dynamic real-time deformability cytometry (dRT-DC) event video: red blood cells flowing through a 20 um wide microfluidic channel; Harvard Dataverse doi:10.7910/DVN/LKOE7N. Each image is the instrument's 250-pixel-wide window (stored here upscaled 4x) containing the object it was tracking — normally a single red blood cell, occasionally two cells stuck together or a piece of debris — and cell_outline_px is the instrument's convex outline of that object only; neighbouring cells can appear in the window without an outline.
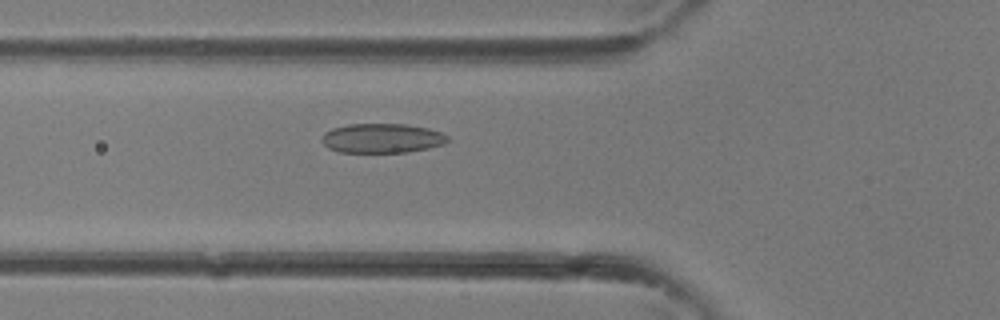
{"species": "common noctule bat (a hibernating species)", "species_latin": "Nyctalus noctula", "temperature_condition": "room temperature", "stored_images_in_passage": 29, "camera_frame_rate_fps": 3000, "um_per_image_px": 0.085, "animal": {"sex": "female"}, "frame": {"image": 1, "passage_image": 6, "time_ms": 1.667, "image_size_px": [1000, 320], "cell_outline_px": [[448, 140], [444, 144], [428, 148], [404, 152], [336, 152], [328, 148], [320, 140], [320, 136], [324, 132], [332, 128], [348, 124], [408, 124], [428, 128], [440, 132], [448, 136]], "centroid_in_image_um": [32.42, 11.74], "position_along_channel_um": 93.4, "area_um2": 21.73}}
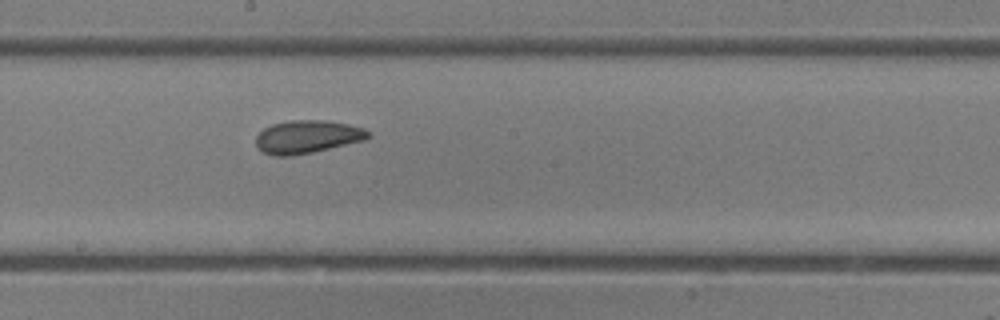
{"frame": {"image": 2, "passage_image": 13, "time_ms": 4.0, "image_size_px": [1000, 320], "cell_outline_px": [[372, 136], [364, 140], [312, 152], [292, 156], [276, 156], [264, 152], [256, 148], [256, 136], [264, 128], [272, 124], [292, 120], [324, 120], [348, 124], [364, 128], [372, 132]], "centroid_in_image_um": [26.13, 11.62], "position_along_channel_um": 222.1, "area_um2": 21.62}}
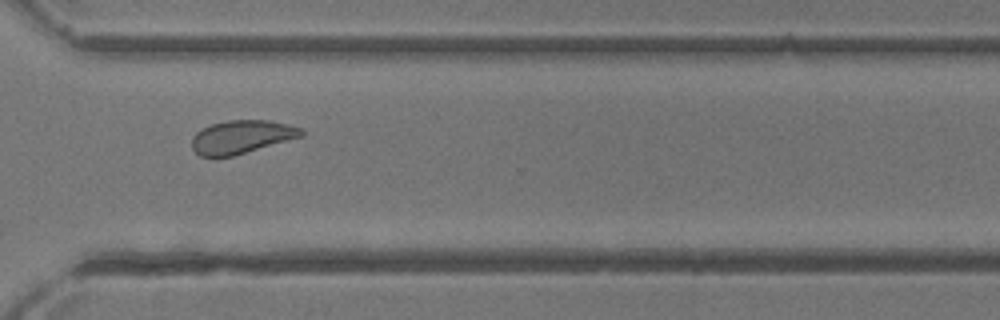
{"frame": {"image": 3, "passage_image": 20, "time_ms": 6.333, "image_size_px": [1000, 320], "cell_outline_px": [[304, 136], [232, 156], [200, 156], [192, 148], [192, 136], [196, 132], [212, 124], [228, 120], [268, 120], [288, 124], [300, 128], [304, 132]], "centroid_in_image_um": [20.54, 11.63], "position_along_channel_um": 350.1, "area_um2": 21.04}}